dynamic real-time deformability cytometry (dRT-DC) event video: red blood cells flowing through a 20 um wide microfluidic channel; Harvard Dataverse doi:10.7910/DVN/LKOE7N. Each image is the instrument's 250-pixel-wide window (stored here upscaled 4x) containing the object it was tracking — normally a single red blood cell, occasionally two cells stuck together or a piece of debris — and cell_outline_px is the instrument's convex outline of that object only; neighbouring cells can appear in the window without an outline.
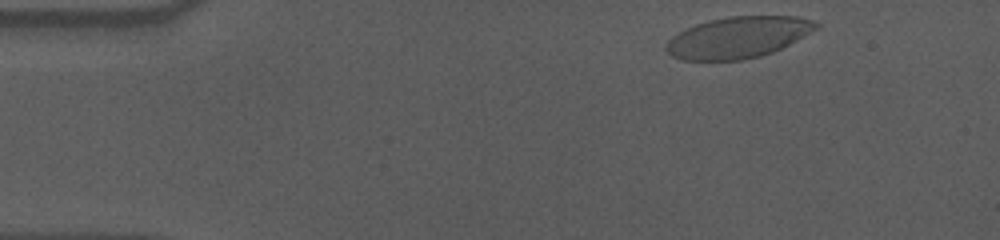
{"species": "human", "species_latin": "Homo sapiens", "temperature_condition": "cold", "stored_images_in_passage": 52, "camera_frame_rate_fps": 3000, "um_per_image_px": 0.085, "donor": {"sex": "male"}, "frame": {"image": 1, "passage_image": 2, "time_ms": 0.333, "image_size_px": [1000, 240], "cell_outline_px": [[820, 28], [772, 52], [760, 56], [740, 60], [680, 60], [672, 56], [664, 48], [668, 40], [672, 36], [696, 24], [708, 20], [728, 16], [796, 16], [812, 20], [820, 24]], "centroid_in_image_um": [62.74, 3.17], "position_along_channel_um": 22.3, "area_um2": 36.01}}
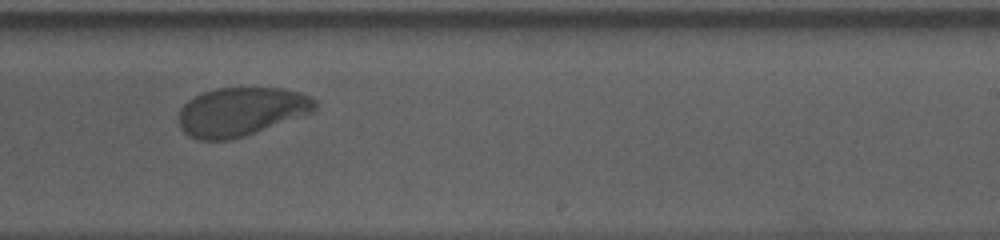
{"frame": {"image": 2, "passage_image": 30, "time_ms": 9.667, "image_size_px": [1000, 240], "cell_outline_px": [[316, 108], [312, 112], [256, 132], [244, 136], [228, 140], [196, 140], [188, 136], [180, 128], [180, 108], [188, 100], [204, 92], [216, 88], [280, 88], [300, 92], [316, 100]], "centroid_in_image_um": [20.47, 9.49], "position_along_channel_um": 268.5, "area_um2": 38.38}}
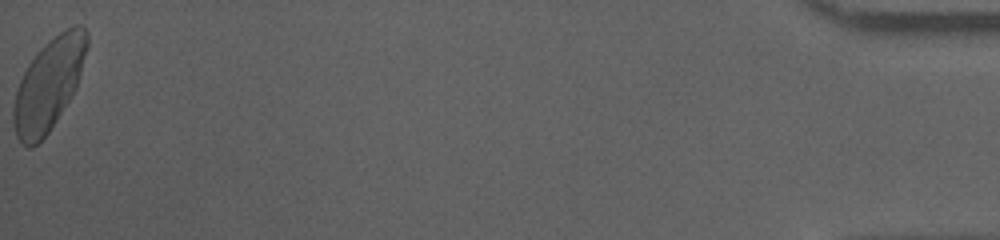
{"frame": {"image": 3, "passage_image": 52, "time_ms": 17.0, "image_size_px": [1000, 240], "cell_outline_px": [[88, 48], [76, 88], [56, 120], [48, 132], [32, 148], [28, 148], [20, 144], [16, 136], [12, 120], [12, 108], [16, 92], [20, 80], [28, 64], [40, 48], [48, 40], [72, 24], [80, 24], [88, 32]], "centroid_in_image_um": [4.13, 7.16], "position_along_channel_um": 431.1, "area_um2": 39.36}, "authors_computed_cell_mechanics": {"area_um2": 38.9861, "velocity_mm_per_s": 3.5564, "shape_relaxation_time_tau1_ms": 3.4765, "shape_relaxation_time_tau2_ms": 1.5799, "deformation_change_tau1": 0.1399, "deformation_change_tau2": 0.0604}}